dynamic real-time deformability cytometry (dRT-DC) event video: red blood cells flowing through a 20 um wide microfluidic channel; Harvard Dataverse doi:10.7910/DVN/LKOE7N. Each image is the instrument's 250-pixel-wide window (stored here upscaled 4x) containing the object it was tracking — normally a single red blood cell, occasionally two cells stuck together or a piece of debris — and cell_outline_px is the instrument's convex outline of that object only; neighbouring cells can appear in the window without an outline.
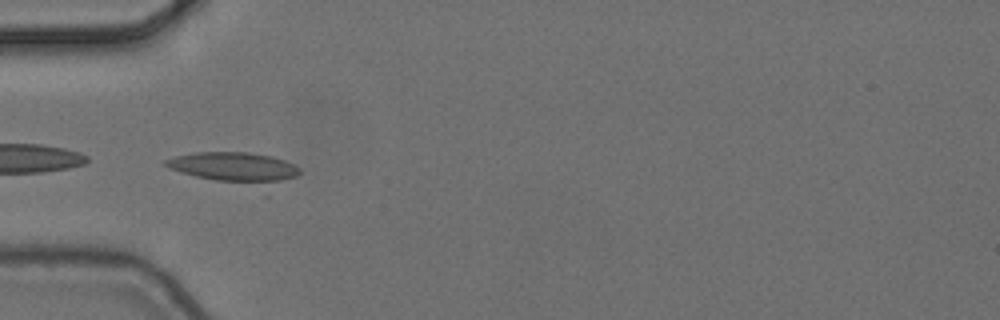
{"species": "common noctule bat (a hibernating species)", "species_latin": "Nyctalus noctula", "temperature_condition": "cold", "stored_images_in_passage": 9, "camera_frame_rate_fps": 3000, "um_per_image_px": 0.085, "animal": {"sex": "female", "body_mass_g": 24.6, "forearm_length_mm": 56.2}, "frame": {"image": 1, "passage_image": 6, "time_ms": 1.667, "image_size_px": [1000, 320], "cell_outline_px": [[300, 172], [296, 176], [268, 196], [264, 196], [180, 172], [168, 168], [164, 164], [164, 160], [176, 156], [196, 152], [248, 152], [272, 156], [284, 160], [300, 168]], "centroid_in_image_um": [20.15, 14.44], "position_along_channel_um": 64.8, "area_um2": 27.11}}
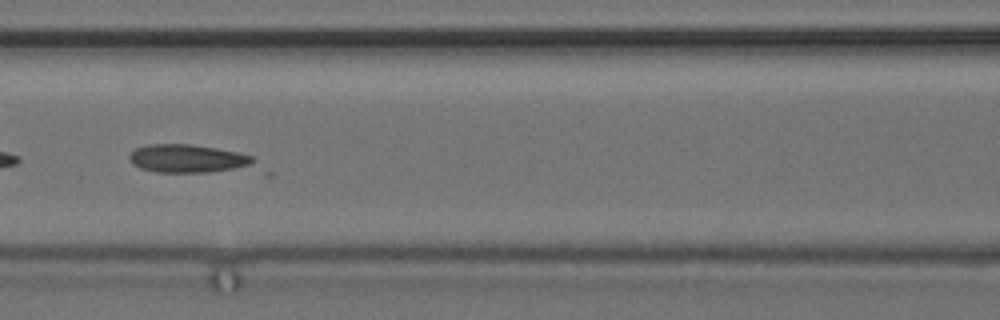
{"frame": {"image": 2, "passage_image": 8, "time_ms": 2.333, "image_size_px": [1000, 320], "cell_outline_px": [[256, 164], [208, 172], [156, 172], [140, 168], [132, 164], [128, 160], [128, 156], [136, 148], [148, 144], [188, 144], [216, 148], [236, 152], [252, 156], [256, 160]], "centroid_in_image_um": [15.88, 13.47], "position_along_channel_um": 150.7, "area_um2": 20.17}}
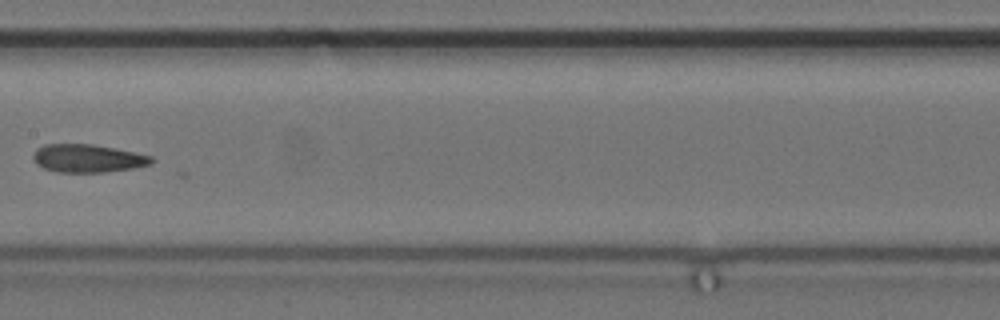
{"frame": {"image": 3, "passage_image": 9, "time_ms": 2.667, "image_size_px": [1000, 320], "cell_outline_px": [[156, 160], [152, 164], [132, 168], [104, 172], [56, 172], [44, 168], [36, 164], [32, 156], [36, 148], [44, 144], [92, 144], [116, 148], [136, 152], [152, 156]], "centroid_in_image_um": [7.47, 13.45], "position_along_channel_um": 199.9, "area_um2": 19.54}}